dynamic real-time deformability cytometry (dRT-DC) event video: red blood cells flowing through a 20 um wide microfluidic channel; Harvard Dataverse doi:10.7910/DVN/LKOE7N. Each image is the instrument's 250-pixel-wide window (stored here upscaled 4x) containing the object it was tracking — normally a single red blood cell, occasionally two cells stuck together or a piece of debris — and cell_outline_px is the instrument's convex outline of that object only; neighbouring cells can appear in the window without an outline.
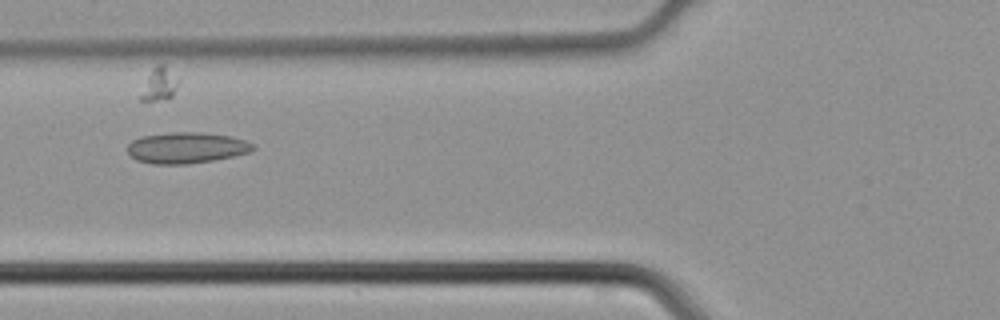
{"species": "common noctule bat (a hibernating species)", "species_latin": "Nyctalus noctula", "temperature_condition": "cold", "stored_images_in_passage": 44, "camera_frame_rate_fps": 3000, "um_per_image_px": 0.085, "animal": {"sex": "male", "body_mass_g": 21.5, "forearm_length_mm": 52.0}, "frame": {"image": 1, "passage_image": 17, "time_ms": 5.333, "image_size_px": [1000, 320], "cell_outline_px": [[256, 148], [248, 152], [232, 156], [212, 160], [188, 164], [152, 164], [136, 160], [128, 152], [128, 144], [132, 140], [140, 136], [172, 132], [200, 132], [232, 136], [256, 144]], "centroid_in_image_um": [15.84, 12.55], "position_along_channel_um": 110.0, "area_um2": 22.77}}
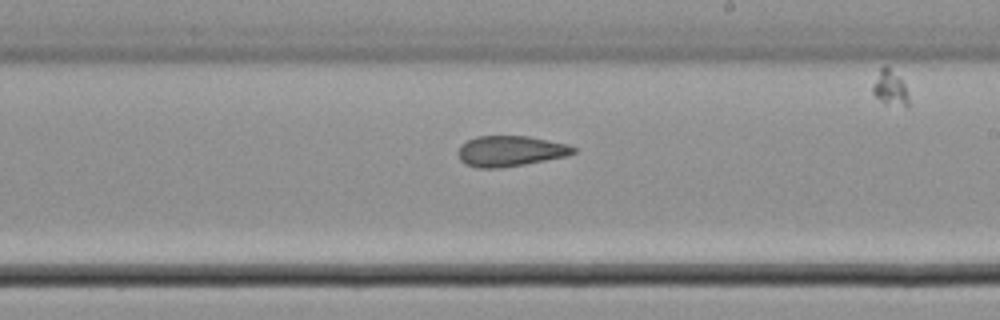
{"frame": {"image": 2, "passage_image": 26, "time_ms": 8.333, "image_size_px": [1000, 320], "cell_outline_px": [[576, 152], [564, 156], [524, 164], [500, 168], [476, 168], [464, 164], [460, 160], [460, 144], [476, 136], [528, 136], [568, 144], [576, 148]], "centroid_in_image_um": [43.36, 12.84], "position_along_channel_um": 245.6, "area_um2": 20.4}}
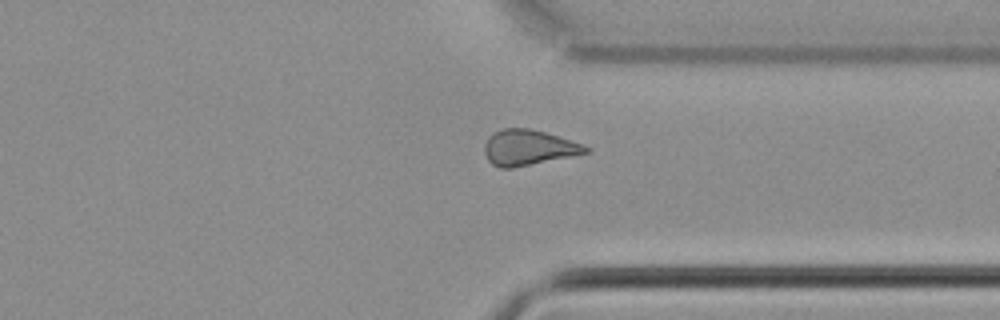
{"frame": {"image": 3, "passage_image": 34, "time_ms": 11.0, "image_size_px": [1000, 320], "cell_outline_px": [[592, 148], [588, 152], [512, 168], [500, 168], [492, 164], [488, 160], [484, 152], [484, 144], [488, 136], [492, 132], [500, 128], [528, 128], [544, 132], [584, 144]], "centroid_in_image_um": [44.87, 12.53], "position_along_channel_um": 366.5, "area_um2": 20.87}}